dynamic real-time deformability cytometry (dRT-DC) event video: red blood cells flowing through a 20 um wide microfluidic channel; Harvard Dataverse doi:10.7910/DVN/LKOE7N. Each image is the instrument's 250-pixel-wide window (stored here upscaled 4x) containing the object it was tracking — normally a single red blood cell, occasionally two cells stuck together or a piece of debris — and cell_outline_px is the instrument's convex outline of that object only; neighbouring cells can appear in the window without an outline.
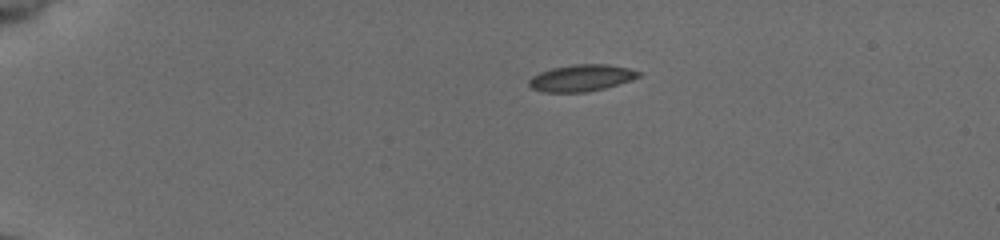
{"species": "common noctule bat (a hibernating species)", "species_latin": "Nyctalus noctula", "temperature_condition": "cold", "stored_images_in_passage": 43, "camera_frame_rate_fps": 3000, "um_per_image_px": 0.085, "animal": {"sex": "female", "body_mass_g": 19.5, "forearm_length_mm": 54.1}, "frame": {"image": 1, "passage_image": 1, "time_ms": 0.0, "image_size_px": [1000, 240], "cell_outline_px": [[640, 76], [632, 80], [604, 88], [588, 92], [540, 92], [532, 88], [528, 84], [528, 80], [532, 76], [540, 72], [552, 68], [576, 64], [608, 64], [628, 68], [640, 72]], "centroid_in_image_um": [49.4, 6.63], "position_along_channel_um": 35.6, "area_um2": 17.05}}
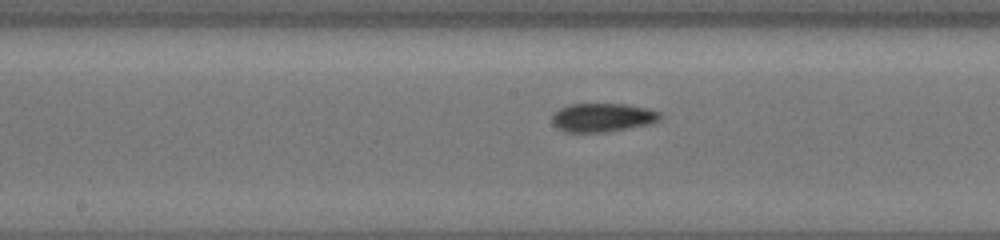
{"frame": {"image": 2, "passage_image": 19, "time_ms": 6.0, "image_size_px": [1000, 240], "cell_outline_px": [[660, 120], [648, 124], [604, 132], [564, 132], [552, 120], [552, 116], [560, 108], [568, 104], [628, 104], [648, 108], [660, 112]], "centroid_in_image_um": [51.23, 9.97], "position_along_channel_um": 197.0, "area_um2": 17.8}}
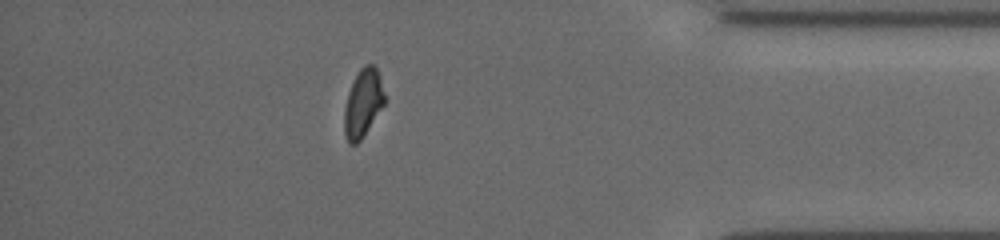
{"frame": {"image": 3, "passage_image": 37, "time_ms": 12.0, "image_size_px": [1000, 240], "cell_outline_px": [[384, 104], [360, 140], [356, 144], [348, 144], [344, 132], [344, 108], [348, 92], [360, 68], [364, 64], [372, 64], [376, 68], [380, 76], [384, 92]], "centroid_in_image_um": [30.84, 8.76], "position_along_channel_um": 404.4, "area_um2": 15.72}, "authors_computed_cell_mechanics": {"area_um2": 16.762, "velocity_mm_per_s": 3.9061, "shape_relaxation_time_tau1_ms": 4.0702, "shape_relaxation_time_tau2_ms": 4.572, "deformation_change_tau1": 0.098, "deformation_change_tau2": 0.0718}}